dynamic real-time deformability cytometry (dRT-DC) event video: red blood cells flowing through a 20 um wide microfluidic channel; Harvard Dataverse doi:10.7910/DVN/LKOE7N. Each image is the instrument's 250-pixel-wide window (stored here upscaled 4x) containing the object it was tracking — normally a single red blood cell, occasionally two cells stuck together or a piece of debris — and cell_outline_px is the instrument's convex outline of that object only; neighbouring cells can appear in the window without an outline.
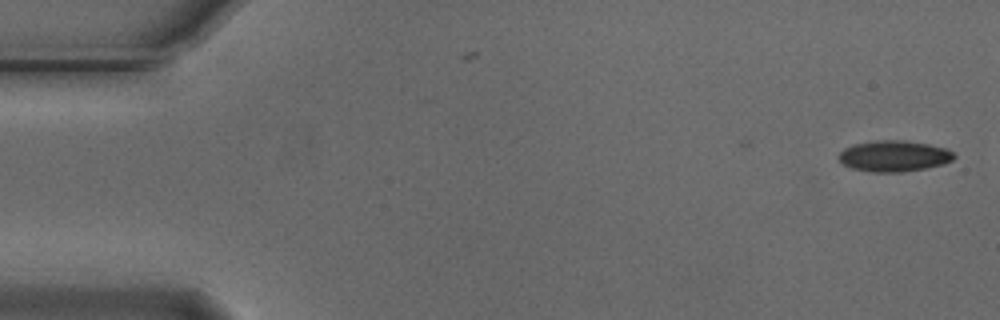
{"species": "Egyptian fruit bat (a non-hibernating species)", "species_latin": "Rousettus aegyptiacus", "temperature_condition": "cold", "stored_images_in_passage": 10, "camera_frame_rate_fps": 3000, "um_per_image_px": 0.085, "animal": {"sex": "male"}, "frame": {"image": 1, "passage_image": 1, "time_ms": 0.0, "image_size_px": [1000, 320], "cell_outline_px": [[956, 156], [952, 160], [944, 164], [928, 168], [904, 172], [872, 172], [852, 168], [844, 164], [836, 156], [844, 148], [856, 144], [880, 140], [904, 140], [928, 144], [944, 148], [952, 152]], "centroid_in_image_um": [76.0, 13.27], "position_along_channel_um": 9.0, "area_um2": 20.81}}